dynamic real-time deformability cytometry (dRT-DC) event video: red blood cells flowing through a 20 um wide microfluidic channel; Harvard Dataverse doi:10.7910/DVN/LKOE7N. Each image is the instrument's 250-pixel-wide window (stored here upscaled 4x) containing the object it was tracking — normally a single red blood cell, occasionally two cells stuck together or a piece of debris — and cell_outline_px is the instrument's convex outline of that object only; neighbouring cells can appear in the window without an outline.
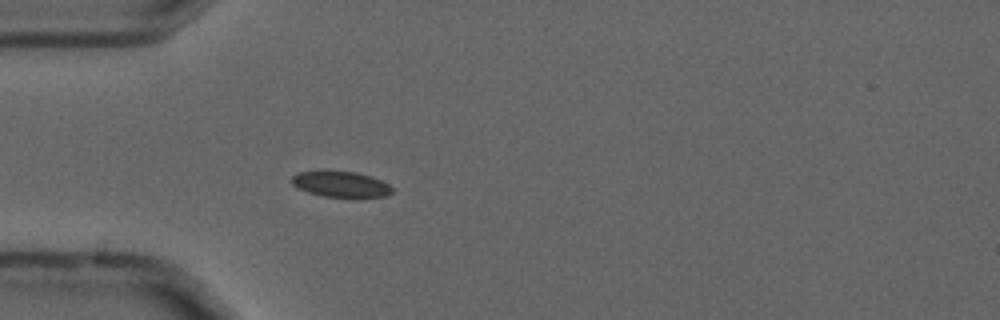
{"species": "common noctule bat (a hibernating species)", "species_latin": "Nyctalus noctula", "temperature_condition": "cold", "stored_images_in_passage": 24, "camera_frame_rate_fps": 3000, "um_per_image_px": 0.085, "animal": {"sex": "male", "forearm_length_mm": 52.5}, "frame": {"image": 1, "passage_image": 1, "time_ms": 0.0, "image_size_px": [1000, 320], "cell_outline_px": [[392, 192], [388, 196], [360, 200], [324, 196], [308, 192], [296, 188], [292, 184], [292, 176], [296, 172], [356, 172], [380, 180], [388, 184], [392, 188]], "centroid_in_image_um": [29.02, 15.73], "position_along_channel_um": 56.0, "area_um2": 15.43}}
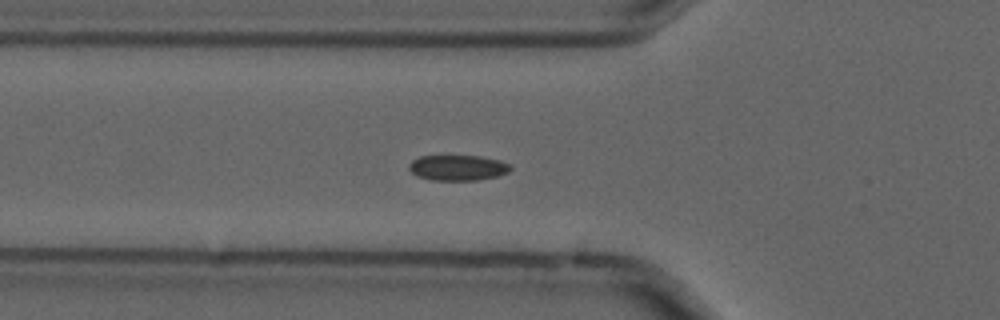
{"frame": {"image": 2, "passage_image": 4, "time_ms": 1.0, "image_size_px": [1000, 320], "cell_outline_px": [[512, 168], [508, 172], [496, 176], [476, 180], [432, 180], [416, 176], [408, 168], [408, 164], [412, 160], [420, 156], [480, 156], [500, 160], [512, 164]], "centroid_in_image_um": [38.91, 14.25], "position_along_channel_um": 86.9, "area_um2": 15.14}}